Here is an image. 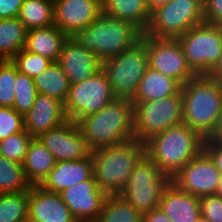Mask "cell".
Instances as JSON below:
<instances>
[{
    "instance_id": "cell-1",
    "label": "cell",
    "mask_w": 222,
    "mask_h": 222,
    "mask_svg": "<svg viewBox=\"0 0 222 222\" xmlns=\"http://www.w3.org/2000/svg\"><path fill=\"white\" fill-rule=\"evenodd\" d=\"M90 150L118 145L135 139L133 103L115 98L100 111L77 121Z\"/></svg>"
},
{
    "instance_id": "cell-2",
    "label": "cell",
    "mask_w": 222,
    "mask_h": 222,
    "mask_svg": "<svg viewBox=\"0 0 222 222\" xmlns=\"http://www.w3.org/2000/svg\"><path fill=\"white\" fill-rule=\"evenodd\" d=\"M183 123L209 138L222 116V84L208 75L181 85Z\"/></svg>"
},
{
    "instance_id": "cell-3",
    "label": "cell",
    "mask_w": 222,
    "mask_h": 222,
    "mask_svg": "<svg viewBox=\"0 0 222 222\" xmlns=\"http://www.w3.org/2000/svg\"><path fill=\"white\" fill-rule=\"evenodd\" d=\"M205 138L185 123L167 128L144 144L146 155L170 178L203 151Z\"/></svg>"
},
{
    "instance_id": "cell-4",
    "label": "cell",
    "mask_w": 222,
    "mask_h": 222,
    "mask_svg": "<svg viewBox=\"0 0 222 222\" xmlns=\"http://www.w3.org/2000/svg\"><path fill=\"white\" fill-rule=\"evenodd\" d=\"M93 176L107 195L119 194L136 165L146 155L145 144L136 139L91 150Z\"/></svg>"
},
{
    "instance_id": "cell-5",
    "label": "cell",
    "mask_w": 222,
    "mask_h": 222,
    "mask_svg": "<svg viewBox=\"0 0 222 222\" xmlns=\"http://www.w3.org/2000/svg\"><path fill=\"white\" fill-rule=\"evenodd\" d=\"M133 24L101 14L88 27L71 38L86 50L94 52L101 62L131 48L142 36Z\"/></svg>"
},
{
    "instance_id": "cell-6",
    "label": "cell",
    "mask_w": 222,
    "mask_h": 222,
    "mask_svg": "<svg viewBox=\"0 0 222 222\" xmlns=\"http://www.w3.org/2000/svg\"><path fill=\"white\" fill-rule=\"evenodd\" d=\"M148 63L147 47L142 39L131 48L102 62V70L108 76L116 98L131 100L135 96Z\"/></svg>"
},
{
    "instance_id": "cell-7",
    "label": "cell",
    "mask_w": 222,
    "mask_h": 222,
    "mask_svg": "<svg viewBox=\"0 0 222 222\" xmlns=\"http://www.w3.org/2000/svg\"><path fill=\"white\" fill-rule=\"evenodd\" d=\"M133 103L135 139L145 143L171 126L183 123V99L177 95Z\"/></svg>"
},
{
    "instance_id": "cell-8",
    "label": "cell",
    "mask_w": 222,
    "mask_h": 222,
    "mask_svg": "<svg viewBox=\"0 0 222 222\" xmlns=\"http://www.w3.org/2000/svg\"><path fill=\"white\" fill-rule=\"evenodd\" d=\"M170 182L171 178L145 155L119 195L143 214L159 207L163 191Z\"/></svg>"
},
{
    "instance_id": "cell-9",
    "label": "cell",
    "mask_w": 222,
    "mask_h": 222,
    "mask_svg": "<svg viewBox=\"0 0 222 222\" xmlns=\"http://www.w3.org/2000/svg\"><path fill=\"white\" fill-rule=\"evenodd\" d=\"M203 0H171L151 14L144 32L153 38L176 39L204 22Z\"/></svg>"
},
{
    "instance_id": "cell-10",
    "label": "cell",
    "mask_w": 222,
    "mask_h": 222,
    "mask_svg": "<svg viewBox=\"0 0 222 222\" xmlns=\"http://www.w3.org/2000/svg\"><path fill=\"white\" fill-rule=\"evenodd\" d=\"M187 63L197 75H208L222 53V26L205 22L176 38Z\"/></svg>"
},
{
    "instance_id": "cell-11",
    "label": "cell",
    "mask_w": 222,
    "mask_h": 222,
    "mask_svg": "<svg viewBox=\"0 0 222 222\" xmlns=\"http://www.w3.org/2000/svg\"><path fill=\"white\" fill-rule=\"evenodd\" d=\"M115 98L108 76L101 69L83 82L70 84L64 102L65 114L68 120L77 122L88 114L100 111Z\"/></svg>"
},
{
    "instance_id": "cell-12",
    "label": "cell",
    "mask_w": 222,
    "mask_h": 222,
    "mask_svg": "<svg viewBox=\"0 0 222 222\" xmlns=\"http://www.w3.org/2000/svg\"><path fill=\"white\" fill-rule=\"evenodd\" d=\"M141 39L148 52L149 67L184 85L197 75L191 70L177 39L153 38L144 33Z\"/></svg>"
},
{
    "instance_id": "cell-13",
    "label": "cell",
    "mask_w": 222,
    "mask_h": 222,
    "mask_svg": "<svg viewBox=\"0 0 222 222\" xmlns=\"http://www.w3.org/2000/svg\"><path fill=\"white\" fill-rule=\"evenodd\" d=\"M221 173L210 157L202 151L174 176L171 182L182 191L193 196L215 195Z\"/></svg>"
},
{
    "instance_id": "cell-14",
    "label": "cell",
    "mask_w": 222,
    "mask_h": 222,
    "mask_svg": "<svg viewBox=\"0 0 222 222\" xmlns=\"http://www.w3.org/2000/svg\"><path fill=\"white\" fill-rule=\"evenodd\" d=\"M57 161H73L87 157L91 150L77 122L68 120L37 138Z\"/></svg>"
},
{
    "instance_id": "cell-15",
    "label": "cell",
    "mask_w": 222,
    "mask_h": 222,
    "mask_svg": "<svg viewBox=\"0 0 222 222\" xmlns=\"http://www.w3.org/2000/svg\"><path fill=\"white\" fill-rule=\"evenodd\" d=\"M59 194L78 222H94L100 216L107 197L94 176L71 185Z\"/></svg>"
},
{
    "instance_id": "cell-16",
    "label": "cell",
    "mask_w": 222,
    "mask_h": 222,
    "mask_svg": "<svg viewBox=\"0 0 222 222\" xmlns=\"http://www.w3.org/2000/svg\"><path fill=\"white\" fill-rule=\"evenodd\" d=\"M101 14L102 6L94 0H61L54 5V25L71 37Z\"/></svg>"
},
{
    "instance_id": "cell-17",
    "label": "cell",
    "mask_w": 222,
    "mask_h": 222,
    "mask_svg": "<svg viewBox=\"0 0 222 222\" xmlns=\"http://www.w3.org/2000/svg\"><path fill=\"white\" fill-rule=\"evenodd\" d=\"M66 121L68 119L64 103L54 97L38 93L32 107L24 115V128L32 138H38Z\"/></svg>"
},
{
    "instance_id": "cell-18",
    "label": "cell",
    "mask_w": 222,
    "mask_h": 222,
    "mask_svg": "<svg viewBox=\"0 0 222 222\" xmlns=\"http://www.w3.org/2000/svg\"><path fill=\"white\" fill-rule=\"evenodd\" d=\"M57 62L70 84L83 82L102 69V62L94 52L86 50L71 37L64 42Z\"/></svg>"
},
{
    "instance_id": "cell-19",
    "label": "cell",
    "mask_w": 222,
    "mask_h": 222,
    "mask_svg": "<svg viewBox=\"0 0 222 222\" xmlns=\"http://www.w3.org/2000/svg\"><path fill=\"white\" fill-rule=\"evenodd\" d=\"M28 222H78L59 193L32 185L28 190Z\"/></svg>"
},
{
    "instance_id": "cell-20",
    "label": "cell",
    "mask_w": 222,
    "mask_h": 222,
    "mask_svg": "<svg viewBox=\"0 0 222 222\" xmlns=\"http://www.w3.org/2000/svg\"><path fill=\"white\" fill-rule=\"evenodd\" d=\"M93 176V160L87 157L73 161H57L49 175L39 185L44 190L60 193L73 184L86 181Z\"/></svg>"
},
{
    "instance_id": "cell-21",
    "label": "cell",
    "mask_w": 222,
    "mask_h": 222,
    "mask_svg": "<svg viewBox=\"0 0 222 222\" xmlns=\"http://www.w3.org/2000/svg\"><path fill=\"white\" fill-rule=\"evenodd\" d=\"M159 207L172 222H196L200 216L199 197L182 191L172 182L164 189Z\"/></svg>"
},
{
    "instance_id": "cell-22",
    "label": "cell",
    "mask_w": 222,
    "mask_h": 222,
    "mask_svg": "<svg viewBox=\"0 0 222 222\" xmlns=\"http://www.w3.org/2000/svg\"><path fill=\"white\" fill-rule=\"evenodd\" d=\"M181 84L172 77L166 76L148 66L141 78L136 94L131 102H147L177 95Z\"/></svg>"
},
{
    "instance_id": "cell-23",
    "label": "cell",
    "mask_w": 222,
    "mask_h": 222,
    "mask_svg": "<svg viewBox=\"0 0 222 222\" xmlns=\"http://www.w3.org/2000/svg\"><path fill=\"white\" fill-rule=\"evenodd\" d=\"M67 38L68 36L55 25L32 29L27 33L24 49L56 62Z\"/></svg>"
},
{
    "instance_id": "cell-24",
    "label": "cell",
    "mask_w": 222,
    "mask_h": 222,
    "mask_svg": "<svg viewBox=\"0 0 222 222\" xmlns=\"http://www.w3.org/2000/svg\"><path fill=\"white\" fill-rule=\"evenodd\" d=\"M102 14L127 21L144 33L151 20L146 0H106Z\"/></svg>"
},
{
    "instance_id": "cell-25",
    "label": "cell",
    "mask_w": 222,
    "mask_h": 222,
    "mask_svg": "<svg viewBox=\"0 0 222 222\" xmlns=\"http://www.w3.org/2000/svg\"><path fill=\"white\" fill-rule=\"evenodd\" d=\"M55 164L53 154L37 138H33L22 163L26 178L31 185H40Z\"/></svg>"
},
{
    "instance_id": "cell-26",
    "label": "cell",
    "mask_w": 222,
    "mask_h": 222,
    "mask_svg": "<svg viewBox=\"0 0 222 222\" xmlns=\"http://www.w3.org/2000/svg\"><path fill=\"white\" fill-rule=\"evenodd\" d=\"M27 33L18 17L0 19V61L11 60L24 49Z\"/></svg>"
},
{
    "instance_id": "cell-27",
    "label": "cell",
    "mask_w": 222,
    "mask_h": 222,
    "mask_svg": "<svg viewBox=\"0 0 222 222\" xmlns=\"http://www.w3.org/2000/svg\"><path fill=\"white\" fill-rule=\"evenodd\" d=\"M33 79L39 94L54 97L63 103L66 101L70 82L57 61L52 62L45 71Z\"/></svg>"
},
{
    "instance_id": "cell-28",
    "label": "cell",
    "mask_w": 222,
    "mask_h": 222,
    "mask_svg": "<svg viewBox=\"0 0 222 222\" xmlns=\"http://www.w3.org/2000/svg\"><path fill=\"white\" fill-rule=\"evenodd\" d=\"M18 18L27 30L54 25V5L48 0H24Z\"/></svg>"
},
{
    "instance_id": "cell-29",
    "label": "cell",
    "mask_w": 222,
    "mask_h": 222,
    "mask_svg": "<svg viewBox=\"0 0 222 222\" xmlns=\"http://www.w3.org/2000/svg\"><path fill=\"white\" fill-rule=\"evenodd\" d=\"M143 214L119 194L107 195L102 212L94 222H142Z\"/></svg>"
},
{
    "instance_id": "cell-30",
    "label": "cell",
    "mask_w": 222,
    "mask_h": 222,
    "mask_svg": "<svg viewBox=\"0 0 222 222\" xmlns=\"http://www.w3.org/2000/svg\"><path fill=\"white\" fill-rule=\"evenodd\" d=\"M31 187L22 163L0 155V193L25 192Z\"/></svg>"
},
{
    "instance_id": "cell-31",
    "label": "cell",
    "mask_w": 222,
    "mask_h": 222,
    "mask_svg": "<svg viewBox=\"0 0 222 222\" xmlns=\"http://www.w3.org/2000/svg\"><path fill=\"white\" fill-rule=\"evenodd\" d=\"M28 221V191L0 193V222Z\"/></svg>"
},
{
    "instance_id": "cell-32",
    "label": "cell",
    "mask_w": 222,
    "mask_h": 222,
    "mask_svg": "<svg viewBox=\"0 0 222 222\" xmlns=\"http://www.w3.org/2000/svg\"><path fill=\"white\" fill-rule=\"evenodd\" d=\"M15 99L13 108L25 115L32 107L36 95L38 94L34 79L25 74L19 73L17 70Z\"/></svg>"
},
{
    "instance_id": "cell-33",
    "label": "cell",
    "mask_w": 222,
    "mask_h": 222,
    "mask_svg": "<svg viewBox=\"0 0 222 222\" xmlns=\"http://www.w3.org/2000/svg\"><path fill=\"white\" fill-rule=\"evenodd\" d=\"M32 137L24 130L0 140V155L17 163H23Z\"/></svg>"
},
{
    "instance_id": "cell-34",
    "label": "cell",
    "mask_w": 222,
    "mask_h": 222,
    "mask_svg": "<svg viewBox=\"0 0 222 222\" xmlns=\"http://www.w3.org/2000/svg\"><path fill=\"white\" fill-rule=\"evenodd\" d=\"M11 62L17 67L19 73L34 78L45 71L53 61L39 54L22 49L11 59Z\"/></svg>"
},
{
    "instance_id": "cell-35",
    "label": "cell",
    "mask_w": 222,
    "mask_h": 222,
    "mask_svg": "<svg viewBox=\"0 0 222 222\" xmlns=\"http://www.w3.org/2000/svg\"><path fill=\"white\" fill-rule=\"evenodd\" d=\"M17 67L11 60L0 61V106L13 107Z\"/></svg>"
},
{
    "instance_id": "cell-36",
    "label": "cell",
    "mask_w": 222,
    "mask_h": 222,
    "mask_svg": "<svg viewBox=\"0 0 222 222\" xmlns=\"http://www.w3.org/2000/svg\"><path fill=\"white\" fill-rule=\"evenodd\" d=\"M24 130V115L13 107L0 106V140Z\"/></svg>"
},
{
    "instance_id": "cell-37",
    "label": "cell",
    "mask_w": 222,
    "mask_h": 222,
    "mask_svg": "<svg viewBox=\"0 0 222 222\" xmlns=\"http://www.w3.org/2000/svg\"><path fill=\"white\" fill-rule=\"evenodd\" d=\"M200 215L209 222H222V197L206 195L199 197Z\"/></svg>"
},
{
    "instance_id": "cell-38",
    "label": "cell",
    "mask_w": 222,
    "mask_h": 222,
    "mask_svg": "<svg viewBox=\"0 0 222 222\" xmlns=\"http://www.w3.org/2000/svg\"><path fill=\"white\" fill-rule=\"evenodd\" d=\"M204 22L222 26V0H203Z\"/></svg>"
},
{
    "instance_id": "cell-39",
    "label": "cell",
    "mask_w": 222,
    "mask_h": 222,
    "mask_svg": "<svg viewBox=\"0 0 222 222\" xmlns=\"http://www.w3.org/2000/svg\"><path fill=\"white\" fill-rule=\"evenodd\" d=\"M203 151L210 157L222 175V144L205 138Z\"/></svg>"
},
{
    "instance_id": "cell-40",
    "label": "cell",
    "mask_w": 222,
    "mask_h": 222,
    "mask_svg": "<svg viewBox=\"0 0 222 222\" xmlns=\"http://www.w3.org/2000/svg\"><path fill=\"white\" fill-rule=\"evenodd\" d=\"M24 0H0V19L17 18Z\"/></svg>"
},
{
    "instance_id": "cell-41",
    "label": "cell",
    "mask_w": 222,
    "mask_h": 222,
    "mask_svg": "<svg viewBox=\"0 0 222 222\" xmlns=\"http://www.w3.org/2000/svg\"><path fill=\"white\" fill-rule=\"evenodd\" d=\"M142 222H172L160 207L143 213Z\"/></svg>"
},
{
    "instance_id": "cell-42",
    "label": "cell",
    "mask_w": 222,
    "mask_h": 222,
    "mask_svg": "<svg viewBox=\"0 0 222 222\" xmlns=\"http://www.w3.org/2000/svg\"><path fill=\"white\" fill-rule=\"evenodd\" d=\"M208 76L222 84V53L219 57L217 64L211 69Z\"/></svg>"
},
{
    "instance_id": "cell-43",
    "label": "cell",
    "mask_w": 222,
    "mask_h": 222,
    "mask_svg": "<svg viewBox=\"0 0 222 222\" xmlns=\"http://www.w3.org/2000/svg\"><path fill=\"white\" fill-rule=\"evenodd\" d=\"M171 0H146L148 10L152 14L154 11L167 4Z\"/></svg>"
},
{
    "instance_id": "cell-44",
    "label": "cell",
    "mask_w": 222,
    "mask_h": 222,
    "mask_svg": "<svg viewBox=\"0 0 222 222\" xmlns=\"http://www.w3.org/2000/svg\"><path fill=\"white\" fill-rule=\"evenodd\" d=\"M209 139L222 144V116L220 117L217 127Z\"/></svg>"
},
{
    "instance_id": "cell-45",
    "label": "cell",
    "mask_w": 222,
    "mask_h": 222,
    "mask_svg": "<svg viewBox=\"0 0 222 222\" xmlns=\"http://www.w3.org/2000/svg\"><path fill=\"white\" fill-rule=\"evenodd\" d=\"M215 195L222 197V175L220 177L219 185H218V188H217V191H216Z\"/></svg>"
},
{
    "instance_id": "cell-46",
    "label": "cell",
    "mask_w": 222,
    "mask_h": 222,
    "mask_svg": "<svg viewBox=\"0 0 222 222\" xmlns=\"http://www.w3.org/2000/svg\"><path fill=\"white\" fill-rule=\"evenodd\" d=\"M196 222H209L208 220H206L204 217H202L201 215L198 217V219L196 220Z\"/></svg>"
},
{
    "instance_id": "cell-47",
    "label": "cell",
    "mask_w": 222,
    "mask_h": 222,
    "mask_svg": "<svg viewBox=\"0 0 222 222\" xmlns=\"http://www.w3.org/2000/svg\"><path fill=\"white\" fill-rule=\"evenodd\" d=\"M96 3H98L100 6H102L106 0H94Z\"/></svg>"
},
{
    "instance_id": "cell-48",
    "label": "cell",
    "mask_w": 222,
    "mask_h": 222,
    "mask_svg": "<svg viewBox=\"0 0 222 222\" xmlns=\"http://www.w3.org/2000/svg\"><path fill=\"white\" fill-rule=\"evenodd\" d=\"M50 3H52L53 5H55L57 2L61 1V0H48Z\"/></svg>"
}]
</instances>
